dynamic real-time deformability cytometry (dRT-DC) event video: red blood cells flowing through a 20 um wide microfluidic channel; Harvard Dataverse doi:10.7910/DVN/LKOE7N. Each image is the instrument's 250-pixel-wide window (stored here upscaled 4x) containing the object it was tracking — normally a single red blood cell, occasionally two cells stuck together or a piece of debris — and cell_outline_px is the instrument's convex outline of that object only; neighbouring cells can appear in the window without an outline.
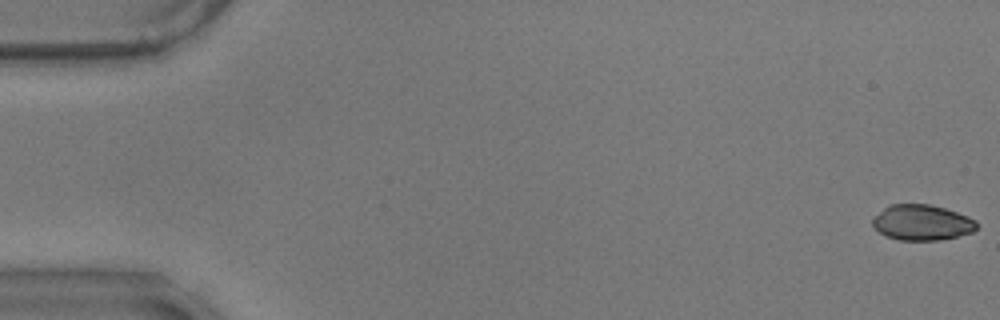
{"species": "common noctule bat (a hibernating species)", "species_latin": "Nyctalus noctula", "temperature_condition": "warm", "stored_images_in_passage": 10, "camera_frame_rate_fps": 3000, "um_per_image_px": 0.085, "animal": {"sex": "male", "body_mass_g": 17.9}, "frame": {"image": 1, "passage_image": 1, "time_ms": 0.0, "image_size_px": [1000, 320], "cell_outline_px": [[976, 228], [972, 232], [940, 240], [900, 240], [884, 236], [872, 224], [872, 216], [884, 208], [892, 204], [928, 204], [944, 208], [968, 216], [976, 220]], "centroid_in_image_um": [78.33, 18.91], "position_along_channel_um": 6.7, "area_um2": 21.5}}